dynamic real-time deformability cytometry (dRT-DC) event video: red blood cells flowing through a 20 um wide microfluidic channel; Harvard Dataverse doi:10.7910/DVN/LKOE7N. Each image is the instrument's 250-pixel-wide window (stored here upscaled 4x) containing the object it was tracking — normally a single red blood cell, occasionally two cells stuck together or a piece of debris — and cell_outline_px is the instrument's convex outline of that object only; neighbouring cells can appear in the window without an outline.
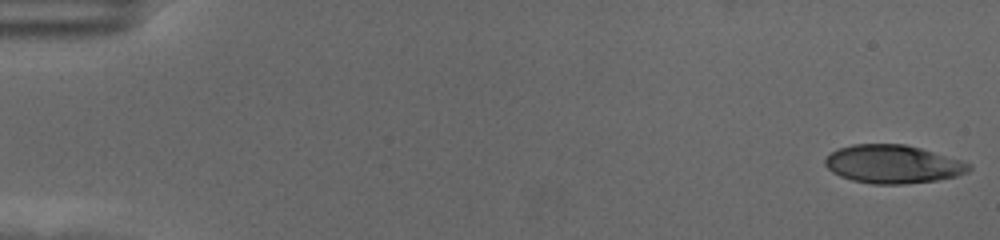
{"species": "human", "species_latin": "Homo sapiens", "temperature_condition": "cold", "stored_images_in_passage": 57, "camera_frame_rate_fps": 3000, "um_per_image_px": 0.085, "donor": {"sex": "female"}, "frame": {"image": 1, "passage_image": 1, "time_ms": 0.0, "image_size_px": [1000, 240], "cell_outline_px": [[972, 168], [968, 172], [956, 176], [936, 180], [904, 184], [872, 184], [852, 180], [840, 176], [832, 172], [824, 164], [824, 160], [832, 152], [840, 148], [852, 144], [904, 144], [920, 148], [960, 160], [972, 164]], "centroid_in_image_um": [75.89, 13.96], "position_along_channel_um": 9.1, "area_um2": 31.96}}
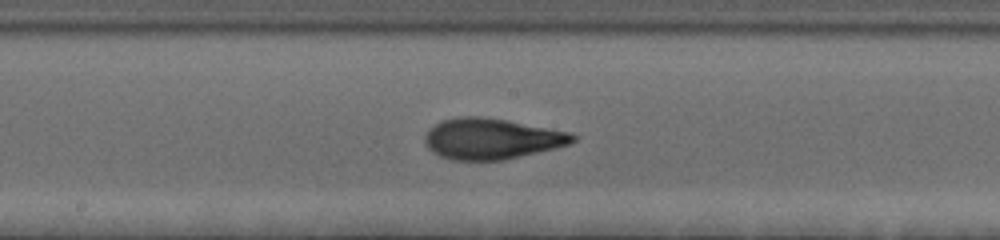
{"frame": {"image": 2, "passage_image": 31, "time_ms": 10.0, "image_size_px": [1000, 240], "cell_outline_px": [[580, 136], [576, 140], [568, 144], [556, 148], [504, 160], [452, 160], [440, 156], [432, 152], [424, 144], [424, 136], [440, 120], [456, 116], [480, 116], [504, 120], [572, 132]], "centroid_in_image_um": [41.79, 11.79], "position_along_channel_um": 206.4, "area_um2": 35.32}}
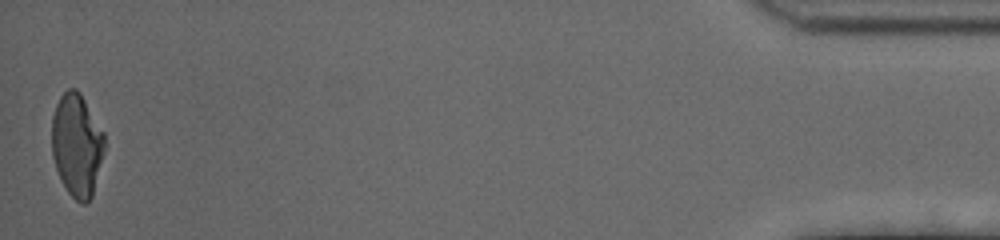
{"frame": {"image": 3, "passage_image": 57, "time_ms": 18.667, "image_size_px": [1000, 240], "cell_outline_px": [[104, 152], [92, 196], [84, 204], [80, 204], [68, 192], [60, 180], [52, 156], [52, 116], [56, 104], [60, 96], [68, 88], [76, 88], [80, 92], [104, 132]], "centroid_in_image_um": [6.52, 12.32], "position_along_channel_um": 428.7, "area_um2": 31.67}, "authors_computed_cell_mechanics": {"area_um2": 33.235, "velocity_mm_per_s": 3.5359, "shape_relaxation_time_tau1_ms": 4.1556, "shape_relaxation_time_tau2_ms": 1.6595, "deformation_change_tau1": 0.1931, "deformation_change_tau2": 0.0945}}